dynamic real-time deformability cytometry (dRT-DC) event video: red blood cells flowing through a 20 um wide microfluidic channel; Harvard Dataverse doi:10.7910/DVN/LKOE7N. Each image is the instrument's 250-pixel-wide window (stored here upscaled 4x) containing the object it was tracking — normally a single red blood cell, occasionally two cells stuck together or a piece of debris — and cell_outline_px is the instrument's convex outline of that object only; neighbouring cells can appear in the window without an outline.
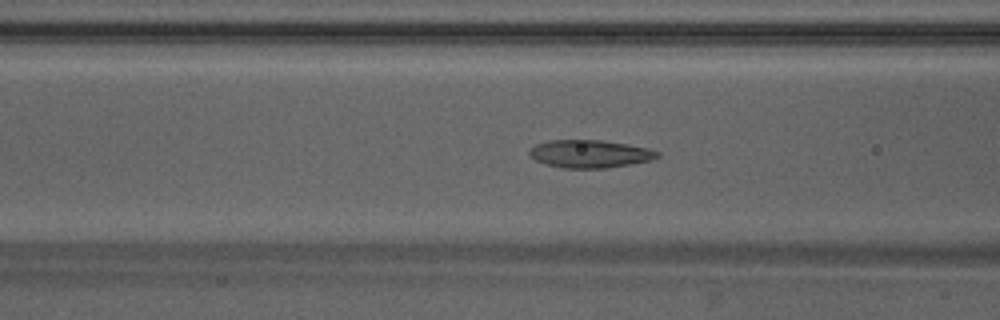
{"species": "Egyptian fruit bat (a non-hibernating species)", "species_latin": "Rousettus aegyptiacus", "temperature_condition": "warm", "stored_images_in_passage": 37, "camera_frame_rate_fps": 3000, "um_per_image_px": 0.085, "animal": {"sex": "male"}, "frame": {"image": 1, "passage_image": 8, "time_ms": 2.333, "image_size_px": [1000, 320], "cell_outline_px": [[660, 156], [652, 160], [608, 168], [560, 168], [544, 164], [528, 156], [528, 152], [536, 144], [548, 140], [600, 140], [648, 148], [660, 152]], "centroid_in_image_um": [50.11, 13.08], "position_along_channel_um": 116.5, "area_um2": 20.81}}
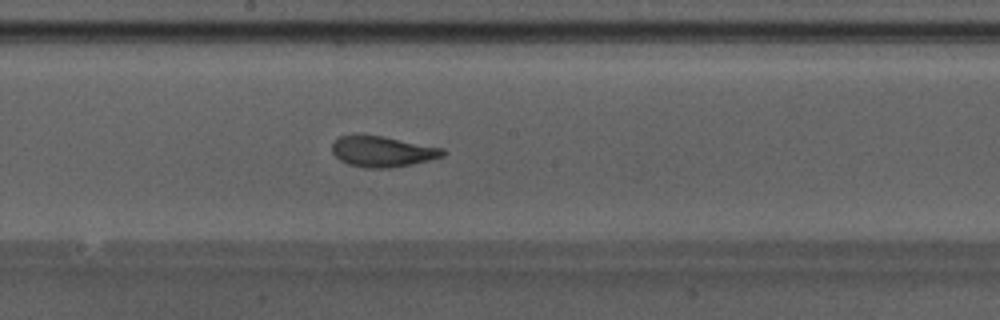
{"frame": {"image": 2, "passage_image": 15, "time_ms": 4.667, "image_size_px": [1000, 320], "cell_outline_px": [[448, 152], [444, 156], [412, 164], [388, 168], [364, 168], [348, 164], [340, 160], [332, 152], [332, 144], [340, 136], [352, 132], [384, 136], [444, 148]], "centroid_in_image_um": [32.49, 12.84], "position_along_channel_um": 215.7, "area_um2": 20.35}}
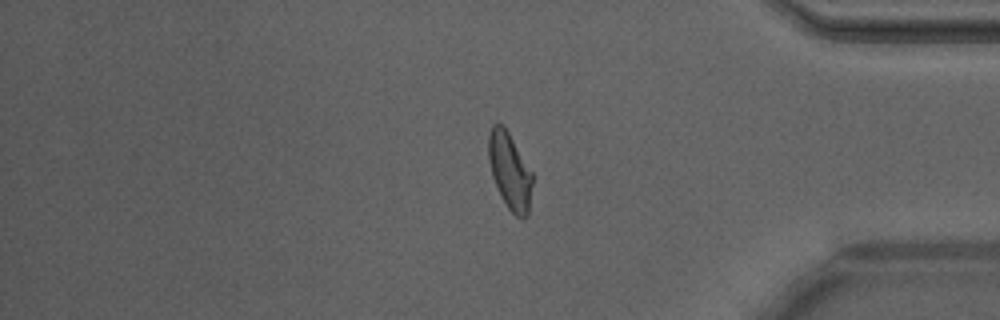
{"frame": {"image": 3, "passage_image": 29, "time_ms": 9.333, "image_size_px": [1000, 320], "cell_outline_px": [[532, 184], [528, 216], [524, 220], [520, 220], [508, 208], [492, 176], [488, 160], [488, 136], [492, 124], [496, 120], [504, 124], [532, 172]], "centroid_in_image_um": [43.32, 14.49], "position_along_channel_um": 391.9, "area_um2": 19.77}, "authors_computed_cell_mechanics": {"area_um2": 20.1144, "velocity_mm_per_s": 4.2471, "shape_relaxation_time_tau1_ms": 4.4694, "shape_relaxation_time_tau2_ms": 0.9677, "deformation_change_tau1": 0.1684, "deformation_change_tau2": 0.0718}}